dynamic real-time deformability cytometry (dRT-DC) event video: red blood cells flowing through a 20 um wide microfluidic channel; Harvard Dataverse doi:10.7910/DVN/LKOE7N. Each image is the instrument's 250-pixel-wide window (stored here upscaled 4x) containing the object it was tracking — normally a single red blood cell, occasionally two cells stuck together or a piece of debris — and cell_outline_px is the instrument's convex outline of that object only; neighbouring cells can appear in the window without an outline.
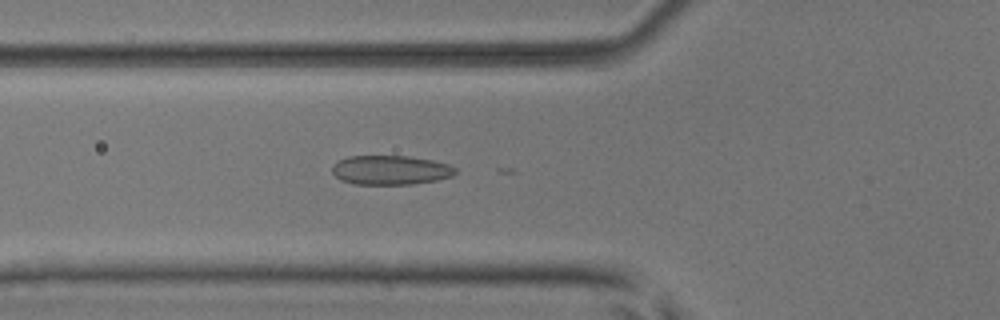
{"species": "common noctule bat (a hibernating species)", "species_latin": "Nyctalus noctula", "temperature_condition": "room temperature", "stored_images_in_passage": 4, "camera_frame_rate_fps": 3000, "um_per_image_px": 0.085, "animal": {"sex": "male", "body_mass_g": 17.9, "forearm_length_mm": 54.2}, "frame": {"image": 1, "passage_image": 3, "time_ms": 0.667, "image_size_px": [1000, 320], "cell_outline_px": [[456, 172], [452, 176], [436, 180], [412, 184], [356, 184], [340, 180], [332, 172], [332, 164], [336, 160], [348, 156], [408, 156], [432, 160], [448, 164], [456, 168]], "centroid_in_image_um": [33.16, 14.45], "position_along_channel_um": 92.6, "area_um2": 21.1}}